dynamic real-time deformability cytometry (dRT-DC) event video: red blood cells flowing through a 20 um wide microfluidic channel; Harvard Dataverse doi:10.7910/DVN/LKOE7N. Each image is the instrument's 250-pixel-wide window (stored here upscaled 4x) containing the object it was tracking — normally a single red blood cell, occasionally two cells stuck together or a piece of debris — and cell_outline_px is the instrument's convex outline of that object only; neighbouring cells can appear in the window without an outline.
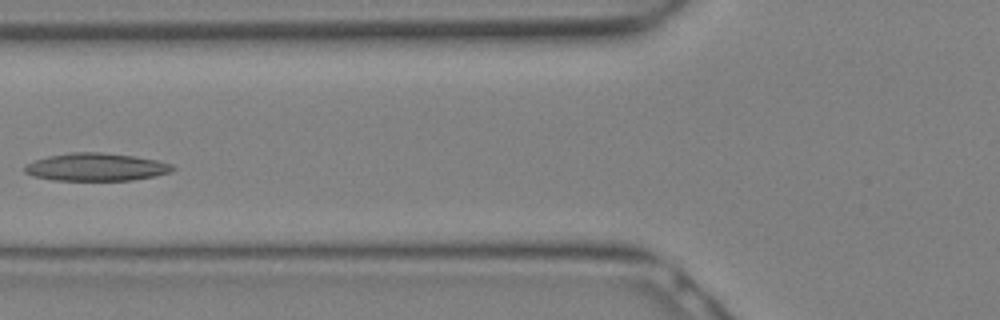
{"species": "Egyptian fruit bat (a non-hibernating species)", "species_latin": "Rousettus aegyptiacus", "temperature_condition": "warm", "stored_images_in_passage": 11, "camera_frame_rate_fps": 3000, "um_per_image_px": 0.085, "animal": {"sex": "female"}, "frame": {"image": 1, "passage_image": 10, "time_ms": 3.0, "image_size_px": [1000, 320], "cell_outline_px": [[176, 168], [172, 172], [156, 176], [132, 180], [52, 180], [36, 176], [24, 172], [24, 168], [28, 164], [36, 160], [48, 156], [68, 152], [100, 152], [132, 156], [156, 160], [172, 164]], "centroid_in_image_um": [8.21, 14.2], "position_along_channel_um": 117.6, "area_um2": 23.81}}